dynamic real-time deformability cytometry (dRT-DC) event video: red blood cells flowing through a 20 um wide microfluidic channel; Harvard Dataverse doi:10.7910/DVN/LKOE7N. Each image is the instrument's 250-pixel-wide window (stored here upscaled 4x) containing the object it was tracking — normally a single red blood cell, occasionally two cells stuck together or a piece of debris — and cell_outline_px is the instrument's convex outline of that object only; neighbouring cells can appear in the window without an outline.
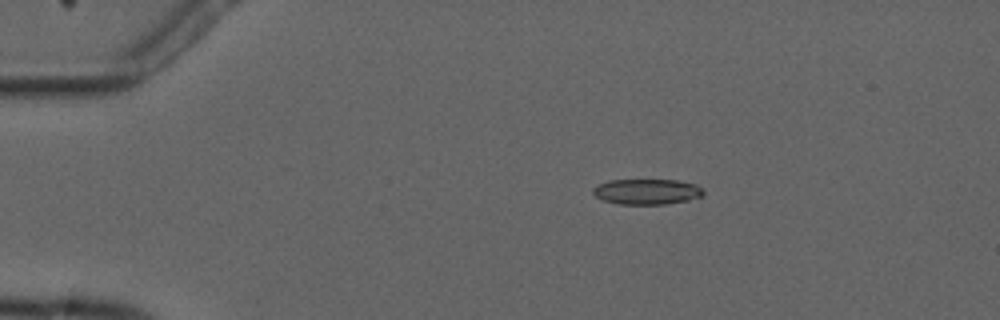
{"species": "common noctule bat (a hibernating species)", "species_latin": "Nyctalus noctula", "temperature_condition": "cold", "stored_images_in_passage": 3, "camera_frame_rate_fps": 3000, "um_per_image_px": 0.085, "animal": {"sex": "male", "forearm_length_mm": 52.5}, "frame": {"image": 1, "passage_image": 1, "time_ms": 0.0, "image_size_px": [1000, 320], "cell_outline_px": [[704, 196], [688, 200], [664, 204], [616, 204], [604, 200], [596, 196], [592, 192], [592, 188], [608, 180], [676, 180], [696, 184], [704, 188]], "centroid_in_image_um": [55.02, 16.29], "position_along_channel_um": 30.0, "area_um2": 16.47}}